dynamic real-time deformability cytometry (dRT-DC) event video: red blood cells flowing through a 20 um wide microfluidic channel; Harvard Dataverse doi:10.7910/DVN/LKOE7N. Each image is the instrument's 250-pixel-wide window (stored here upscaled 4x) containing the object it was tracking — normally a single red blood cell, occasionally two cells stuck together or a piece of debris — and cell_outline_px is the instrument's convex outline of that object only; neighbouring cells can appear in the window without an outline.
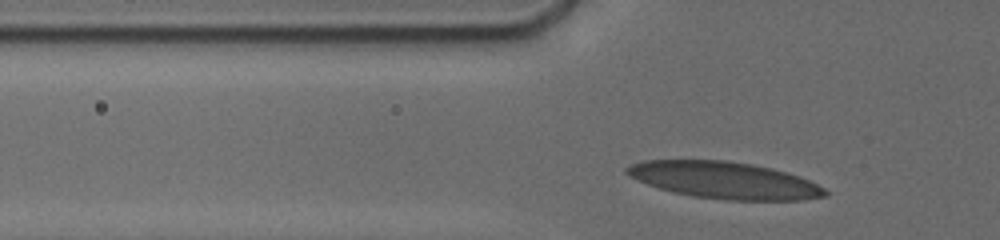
{"species": "human", "species_latin": "Homo sapiens", "temperature_condition": "cold", "stored_images_in_passage": 38, "camera_frame_rate_fps": 3000, "um_per_image_px": 0.085, "donor": {"sex": "male"}, "frame": {"image": 1, "passage_image": 5, "time_ms": 1.0, "image_size_px": [1000, 240], "cell_outline_px": [[828, 196], [804, 200], [728, 200], [692, 196], [672, 192], [648, 184], [628, 176], [624, 172], [624, 168], [628, 164], [644, 160], [724, 160], [752, 164], [772, 168], [800, 176], [824, 188], [828, 192]], "centroid_in_image_um": [61.55, 15.31], "position_along_channel_um": 64.2, "area_um2": 42.71}}
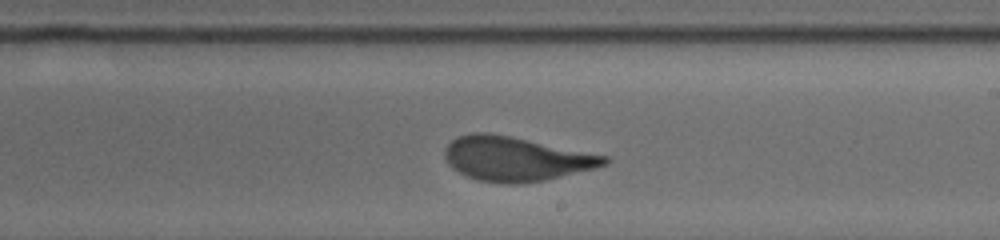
{"frame": {"image": 2, "passage_image": 23, "time_ms": 6.0, "image_size_px": [1000, 240], "cell_outline_px": [[608, 164], [596, 168], [544, 180], [524, 184], [504, 184], [480, 180], [468, 176], [452, 168], [448, 164], [444, 156], [444, 148], [452, 140], [460, 136], [472, 132], [488, 132], [608, 156]], "centroid_in_image_um": [43.83, 13.51], "position_along_channel_um": 245.2, "area_um2": 40.92}}
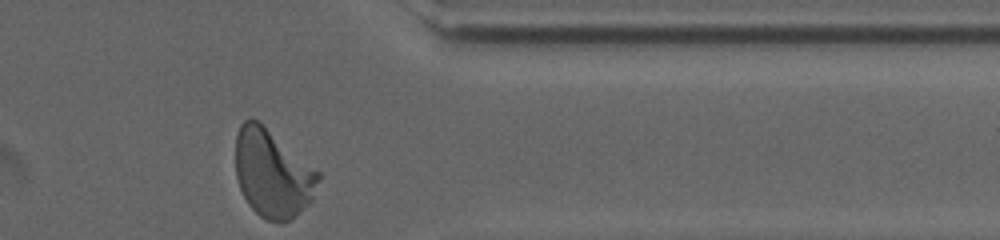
{"frame": {"image": 3, "passage_image": 38, "time_ms": 10.0, "image_size_px": [1000, 240], "cell_outline_px": [[320, 176], [312, 200], [308, 204], [288, 220], [280, 224], [268, 220], [260, 216], [248, 204], [240, 188], [236, 176], [236, 132], [240, 124], [244, 120], [256, 120], [320, 172]], "centroid_in_image_um": [23.15, 14.77], "position_along_channel_um": 388.3, "area_um2": 41.67}, "authors_computed_cell_mechanics": {"area_um2": 40.9513, "velocity_mm_per_s": 3.7593, "shape_relaxation_time_tau1_ms": 4.8342, "shape_relaxation_time_tau2_ms": null, "deformation_change_tau1": 0.1999, "deformation_change_tau2": null}}